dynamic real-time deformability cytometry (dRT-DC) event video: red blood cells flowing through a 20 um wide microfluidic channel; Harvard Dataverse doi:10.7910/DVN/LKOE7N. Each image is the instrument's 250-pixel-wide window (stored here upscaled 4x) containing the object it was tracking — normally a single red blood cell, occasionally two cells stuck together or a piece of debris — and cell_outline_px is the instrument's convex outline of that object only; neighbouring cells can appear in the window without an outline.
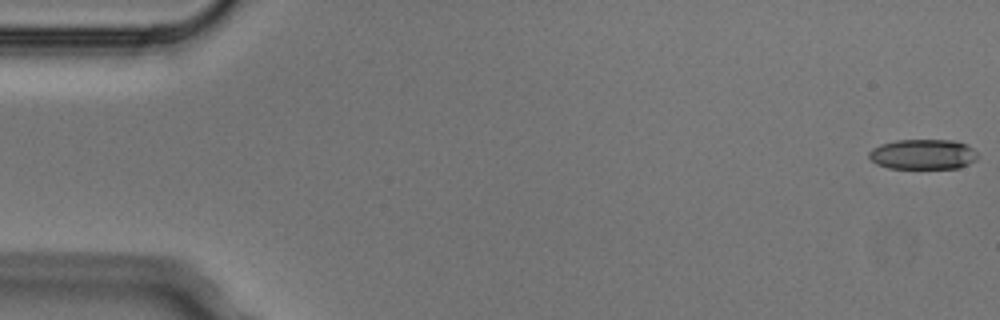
{"species": "Egyptian fruit bat (a non-hibernating species)", "species_latin": "Rousettus aegyptiacus", "temperature_condition": "cold", "stored_images_in_passage": 5, "camera_frame_rate_fps": 3000, "um_per_image_px": 0.085, "animal": {"sex": "male"}, "frame": {"image": 1, "passage_image": 1, "time_ms": 0.0, "image_size_px": [1000, 320], "cell_outline_px": [[976, 160], [960, 168], [888, 168], [876, 164], [868, 156], [868, 152], [872, 148], [880, 144], [896, 140], [956, 140], [968, 144], [976, 152]], "centroid_in_image_um": [78.45, 13.11], "position_along_channel_um": 6.6, "area_um2": 19.25}}